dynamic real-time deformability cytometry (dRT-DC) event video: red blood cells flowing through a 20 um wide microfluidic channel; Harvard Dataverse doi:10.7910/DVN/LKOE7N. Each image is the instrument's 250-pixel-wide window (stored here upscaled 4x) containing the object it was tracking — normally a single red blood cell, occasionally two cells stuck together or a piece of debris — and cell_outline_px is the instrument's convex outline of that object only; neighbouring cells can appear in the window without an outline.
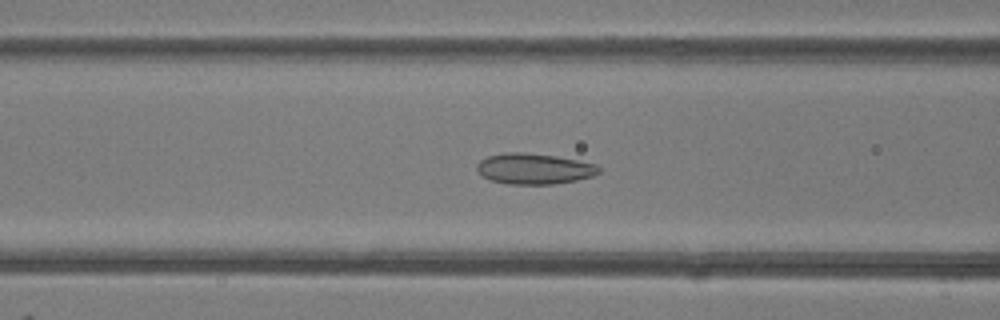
{"species": "common noctule bat (a hibernating species)", "species_latin": "Nyctalus noctula", "temperature_condition": "room temperature", "stored_images_in_passage": 50, "camera_frame_rate_fps": 3000, "um_per_image_px": 0.085, "animal": {"sex": "female"}, "frame": {"image": 1, "passage_image": 20, "time_ms": 6.333, "image_size_px": [1000, 320], "cell_outline_px": [[600, 172], [592, 176], [576, 180], [552, 184], [508, 184], [492, 180], [484, 176], [476, 168], [476, 164], [480, 160], [488, 156], [504, 152], [520, 152], [556, 156], [596, 164], [600, 168]], "centroid_in_image_um": [45.39, 14.34], "position_along_channel_um": 121.2, "area_um2": 21.68}}
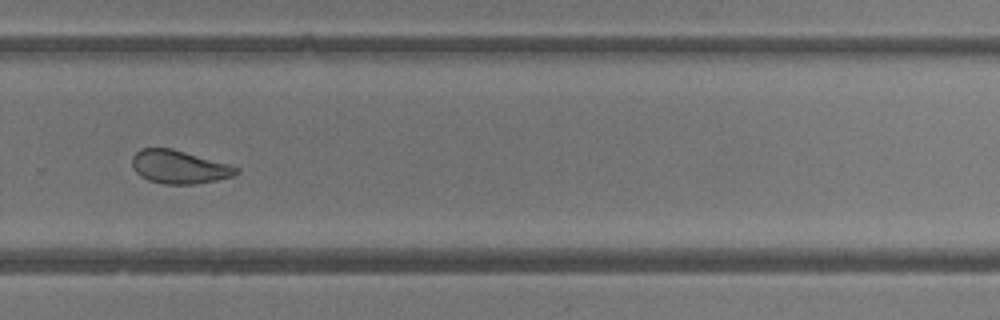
{"frame": {"image": 2, "passage_image": 34, "time_ms": 11.0, "image_size_px": [1000, 320], "cell_outline_px": [[240, 172], [232, 176], [216, 180], [196, 184], [164, 184], [148, 180], [140, 176], [136, 172], [132, 164], [132, 156], [140, 148], [172, 148], [232, 164], [240, 168]], "centroid_in_image_um": [15.26, 14.18], "position_along_channel_um": 314.5, "area_um2": 20.46}}
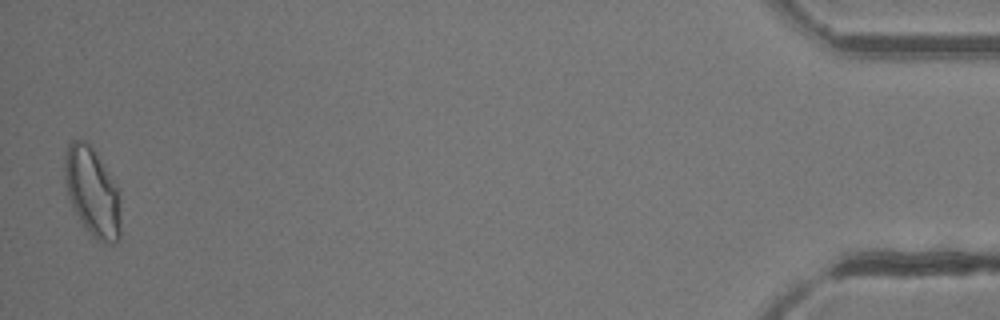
{"frame": {"image": 3, "passage_image": 49, "time_ms": 16.0, "image_size_px": [1000, 320], "cell_outline_px": [[120, 240], [116, 244], [104, 244], [88, 236], [68, 196], [64, 180], [64, 156], [68, 144], [72, 140], [84, 140], [92, 144], [120, 192]], "centroid_in_image_um": [7.86, 16.35], "position_along_channel_um": 427.3, "area_um2": 29.77}, "authors_computed_cell_mechanics": {"area_um2": 22.6865, "velocity_mm_per_s": 4.162, "shape_relaxation_time_tau1_ms": 3.8477, "shape_relaxation_time_tau2_ms": 1.5567, "deformation_change_tau1": 0.1109, "deformation_change_tau2": 0.0756}}